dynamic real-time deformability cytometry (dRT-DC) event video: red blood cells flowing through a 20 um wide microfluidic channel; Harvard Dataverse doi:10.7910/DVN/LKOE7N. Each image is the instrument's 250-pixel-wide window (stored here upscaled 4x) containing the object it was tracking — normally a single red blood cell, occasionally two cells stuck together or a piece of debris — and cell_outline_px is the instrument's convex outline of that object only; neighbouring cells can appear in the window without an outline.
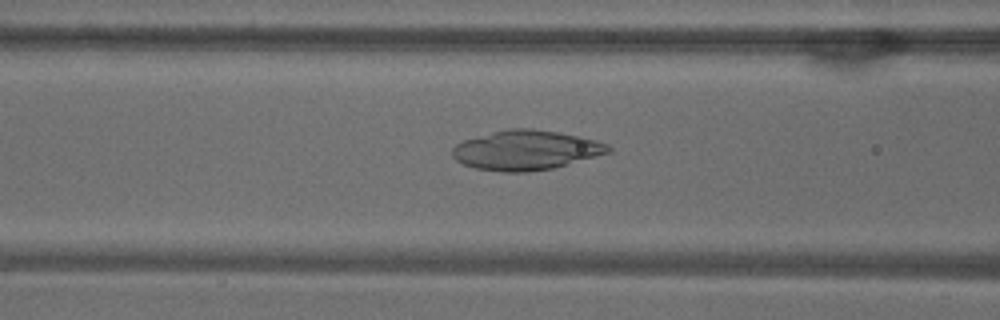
{"species": "common noctule bat (a hibernating species)", "species_latin": "Nyctalus noctula", "temperature_condition": "warm", "stored_images_in_passage": 34, "camera_frame_rate_fps": 3000, "um_per_image_px": 0.085, "animal": {"sex": "male", "body_mass_g": 18.8}, "frame": {"image": 1, "passage_image": 21, "time_ms": 6.667, "image_size_px": [1000, 320], "cell_outline_px": [[612, 152], [552, 168], [528, 172], [504, 172], [476, 168], [464, 164], [456, 160], [452, 156], [452, 148], [456, 144], [464, 140], [492, 132], [508, 128], [532, 128], [580, 136], [596, 140], [608, 144], [612, 148]], "centroid_in_image_um": [44.72, 12.76], "position_along_channel_um": 121.9, "area_um2": 35.95}}
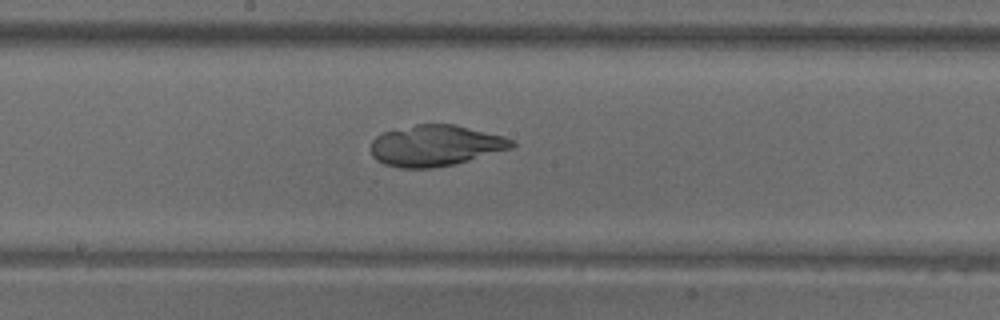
{"frame": {"image": 2, "passage_image": 28, "time_ms": 9.0, "image_size_px": [1000, 320], "cell_outline_px": [[516, 144], [512, 148], [468, 160], [452, 164], [432, 168], [400, 168], [384, 164], [376, 160], [372, 156], [372, 140], [376, 136], [384, 132], [416, 124], [456, 124], [504, 136], [516, 140]], "centroid_in_image_um": [37.03, 12.37], "position_along_channel_um": 211.2, "area_um2": 33.64}}
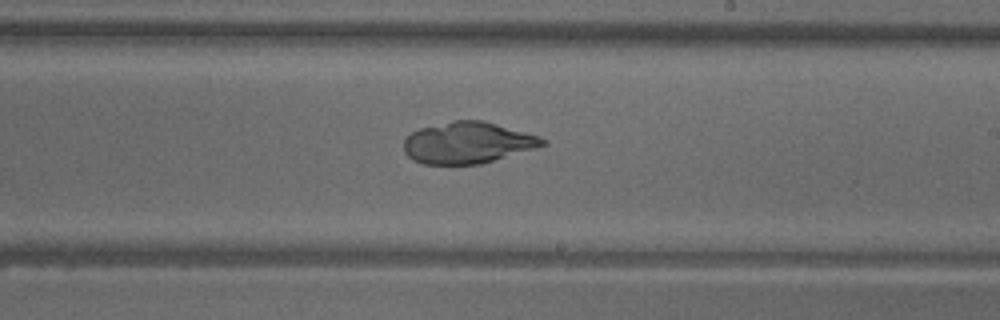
{"frame": {"image": 3, "passage_image": 31, "time_ms": 10.0, "image_size_px": [1000, 320], "cell_outline_px": [[548, 144], [480, 164], [424, 164], [412, 160], [404, 152], [404, 140], [412, 132], [420, 128], [452, 120], [484, 120], [540, 136], [548, 140]], "centroid_in_image_um": [39.76, 12.12], "position_along_channel_um": 249.2, "area_um2": 33.52}}